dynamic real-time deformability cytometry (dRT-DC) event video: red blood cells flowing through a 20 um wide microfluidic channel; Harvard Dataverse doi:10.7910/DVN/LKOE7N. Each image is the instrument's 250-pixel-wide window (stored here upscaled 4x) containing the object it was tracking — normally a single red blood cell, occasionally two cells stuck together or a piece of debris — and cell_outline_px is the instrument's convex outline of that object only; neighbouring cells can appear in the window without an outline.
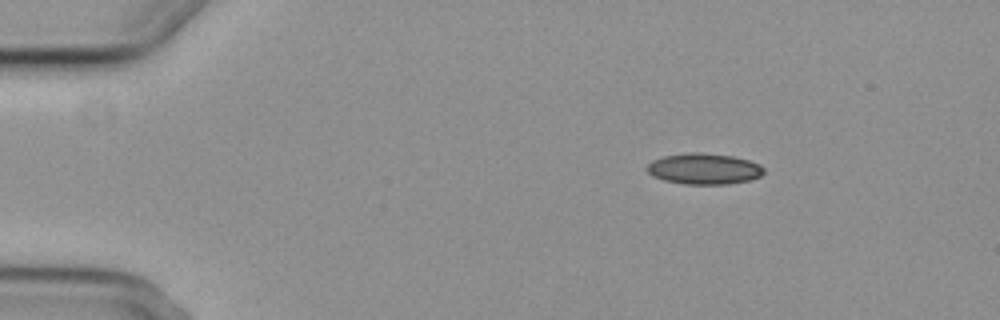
{"species": "common noctule bat (a hibernating species)", "species_latin": "Nyctalus noctula", "temperature_condition": "cold", "stored_images_in_passage": 4, "camera_frame_rate_fps": 3000, "um_per_image_px": 0.085, "animal": {"sex": "female", "body_mass_g": 29.2, "forearm_length_mm": 56.3}, "frame": {"image": 1, "passage_image": 1, "time_ms": 0.0, "image_size_px": [1000, 320], "cell_outline_px": [[764, 172], [760, 176], [748, 180], [728, 184], [684, 184], [664, 180], [652, 176], [648, 172], [648, 164], [652, 160], [664, 156], [684, 152], [700, 152], [732, 156], [748, 160], [760, 164], [764, 168]], "centroid_in_image_um": [59.83, 14.34], "position_along_channel_um": 25.2, "area_um2": 21.1}}
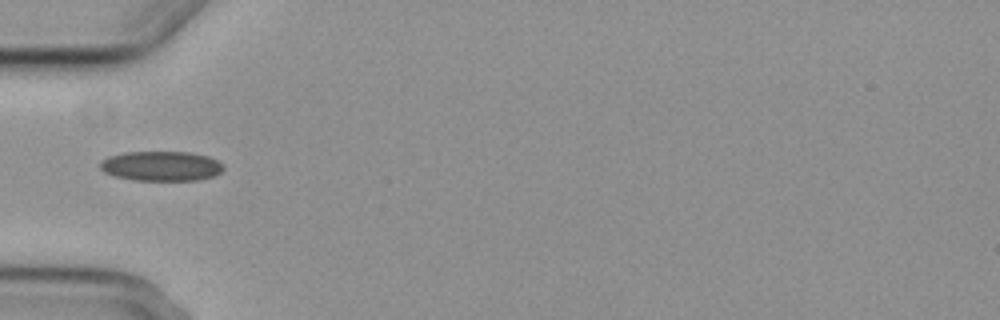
{"frame": {"image": 2, "passage_image": 4, "time_ms": 3.333, "image_size_px": [1000, 320], "cell_outline_px": [[224, 168], [216, 176], [196, 180], [136, 180], [116, 176], [104, 172], [100, 168], [100, 160], [108, 156], [124, 152], [188, 152], [208, 156], [224, 164]], "centroid_in_image_um": [13.71, 14.11], "position_along_channel_um": 71.3, "area_um2": 21.44}}